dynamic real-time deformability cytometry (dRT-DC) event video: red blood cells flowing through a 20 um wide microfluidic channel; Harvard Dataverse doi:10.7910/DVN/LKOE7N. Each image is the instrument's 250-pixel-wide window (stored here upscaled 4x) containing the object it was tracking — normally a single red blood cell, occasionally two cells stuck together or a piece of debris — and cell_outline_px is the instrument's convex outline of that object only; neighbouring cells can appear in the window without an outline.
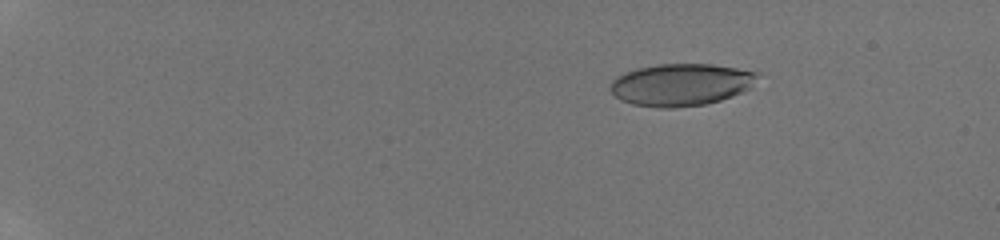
{"species": "human", "species_latin": "Homo sapiens", "temperature_condition": "room temperature", "stored_images_in_passage": 12, "camera_frame_rate_fps": 3000, "um_per_image_px": 0.085, "donor": {"sex": "male"}, "frame": {"image": 1, "passage_image": 5, "time_ms": 3.0, "image_size_px": [1000, 240], "cell_outline_px": [[760, 72], [748, 88], [732, 96], [720, 100], [704, 104], [676, 108], [660, 108], [632, 104], [620, 100], [608, 88], [612, 80], [616, 76], [624, 72], [636, 68], [656, 64], [712, 64]], "centroid_in_image_um": [57.82, 7.19], "position_along_channel_um": 27.2, "area_um2": 36.18}}
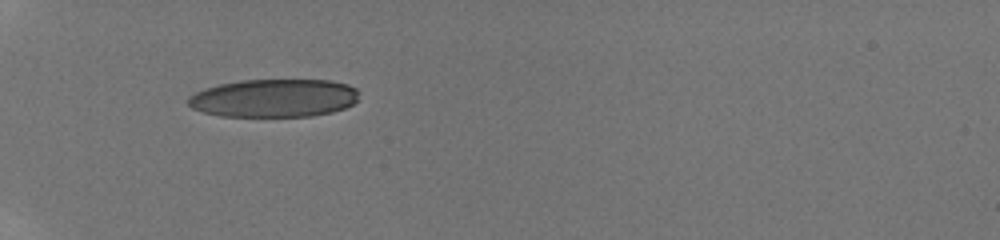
{"frame": {"image": 2, "passage_image": 10, "time_ms": 6.667, "image_size_px": [1000, 240], "cell_outline_px": [[360, 92], [356, 100], [352, 104], [344, 108], [332, 112], [312, 116], [220, 116], [204, 112], [192, 108], [188, 104], [188, 96], [204, 88], [220, 84], [240, 80], [332, 80], [348, 84], [356, 88]], "centroid_in_image_um": [23.3, 8.33], "position_along_channel_um": 61.7, "area_um2": 38.09}}
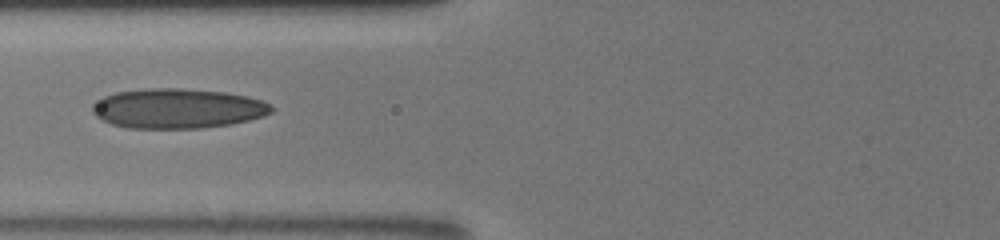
{"frame": {"image": 3, "passage_image": 12, "time_ms": 8.333, "image_size_px": [1000, 240], "cell_outline_px": [[272, 112], [264, 116], [232, 124], [204, 128], [128, 128], [112, 124], [100, 120], [92, 112], [92, 104], [104, 96], [116, 92], [144, 88], [180, 88], [224, 92], [248, 96], [272, 104]], "centroid_in_image_um": [15.08, 9.22], "position_along_channel_um": 110.7, "area_um2": 41.79}}